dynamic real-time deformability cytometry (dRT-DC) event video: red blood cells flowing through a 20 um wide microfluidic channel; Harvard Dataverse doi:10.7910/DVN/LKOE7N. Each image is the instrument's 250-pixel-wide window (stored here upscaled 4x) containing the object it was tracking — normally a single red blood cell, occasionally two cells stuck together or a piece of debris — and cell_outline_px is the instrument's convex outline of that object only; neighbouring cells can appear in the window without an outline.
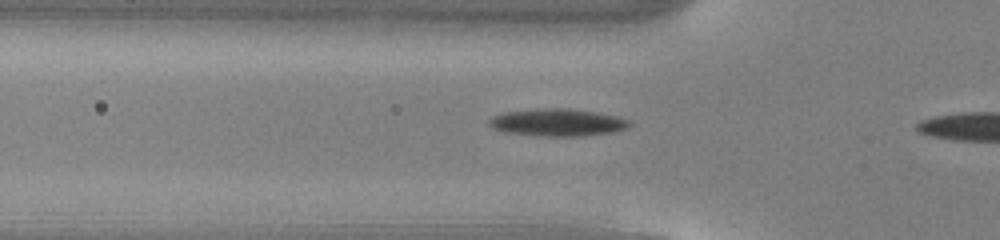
{"species": "common noctule bat (a hibernating species)", "species_latin": "Nyctalus noctula", "temperature_condition": "warm", "stored_images_in_passage": 8, "camera_frame_rate_fps": 3000, "um_per_image_px": 0.085, "animal": {"sex": "male", "body_mass_g": 13.0, "forearm_length_mm": 53.1}, "frame": {"image": 1, "passage_image": 6, "time_ms": 1.667, "image_size_px": [1000, 240], "cell_outline_px": [[632, 124], [628, 128], [616, 132], [584, 136], [536, 136], [504, 132], [492, 128], [488, 124], [488, 120], [492, 116], [504, 112], [544, 108], [568, 108], [596, 112], [616, 116], [632, 120]], "centroid_in_image_um": [47.42, 10.42], "position_along_channel_um": 78.4, "area_um2": 22.77}}